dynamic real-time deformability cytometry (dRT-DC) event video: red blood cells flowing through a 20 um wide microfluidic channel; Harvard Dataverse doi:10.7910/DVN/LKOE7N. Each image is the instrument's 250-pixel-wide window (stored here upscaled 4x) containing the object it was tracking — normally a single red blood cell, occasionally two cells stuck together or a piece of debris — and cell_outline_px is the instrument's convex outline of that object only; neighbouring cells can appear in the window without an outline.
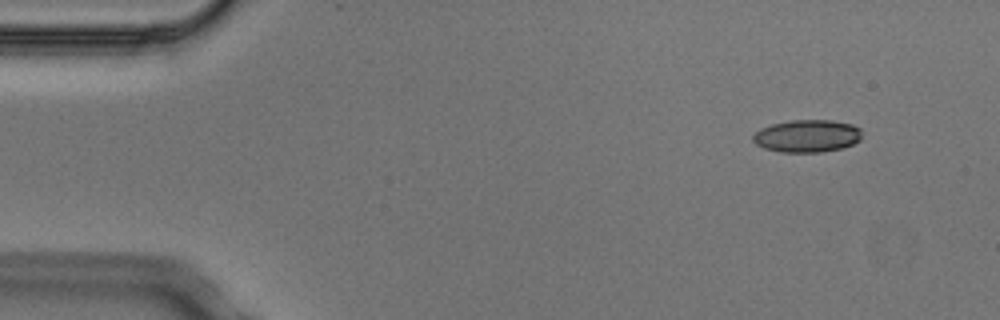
{"species": "Egyptian fruit bat (a non-hibernating species)", "species_latin": "Rousettus aegyptiacus", "temperature_condition": "cold", "stored_images_in_passage": 3, "camera_frame_rate_fps": 3000, "um_per_image_px": 0.085, "animal": {"sex": "male"}, "frame": {"image": 1, "passage_image": 1, "time_ms": 0.0, "image_size_px": [1000, 320], "cell_outline_px": [[860, 140], [852, 144], [840, 148], [820, 152], [780, 152], [764, 148], [756, 144], [752, 140], [752, 136], [760, 128], [772, 124], [792, 120], [832, 120], [852, 124], [860, 128]], "centroid_in_image_um": [68.58, 11.55], "position_along_channel_um": 16.4, "area_um2": 20.58}}
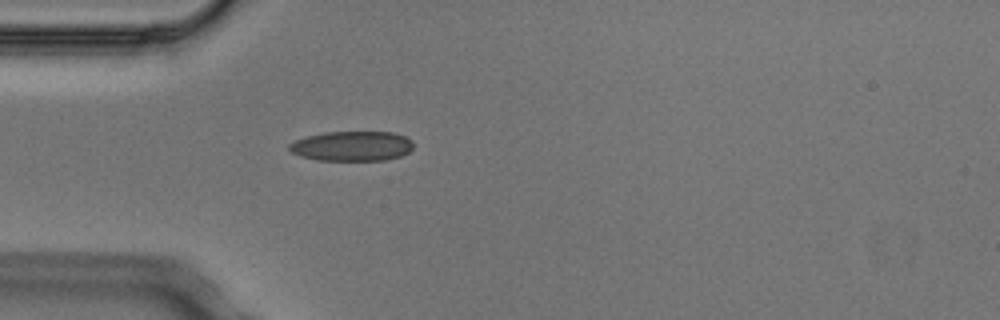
{"frame": {"image": 2, "passage_image": 3, "time_ms": 0.667, "image_size_px": [1000, 320], "cell_outline_px": [[412, 148], [408, 152], [400, 156], [384, 160], [316, 160], [300, 156], [292, 152], [288, 148], [288, 144], [296, 140], [308, 136], [324, 132], [392, 132], [404, 136], [412, 140]], "centroid_in_image_um": [29.9, 12.41], "position_along_channel_um": 55.1, "area_um2": 21.5}}